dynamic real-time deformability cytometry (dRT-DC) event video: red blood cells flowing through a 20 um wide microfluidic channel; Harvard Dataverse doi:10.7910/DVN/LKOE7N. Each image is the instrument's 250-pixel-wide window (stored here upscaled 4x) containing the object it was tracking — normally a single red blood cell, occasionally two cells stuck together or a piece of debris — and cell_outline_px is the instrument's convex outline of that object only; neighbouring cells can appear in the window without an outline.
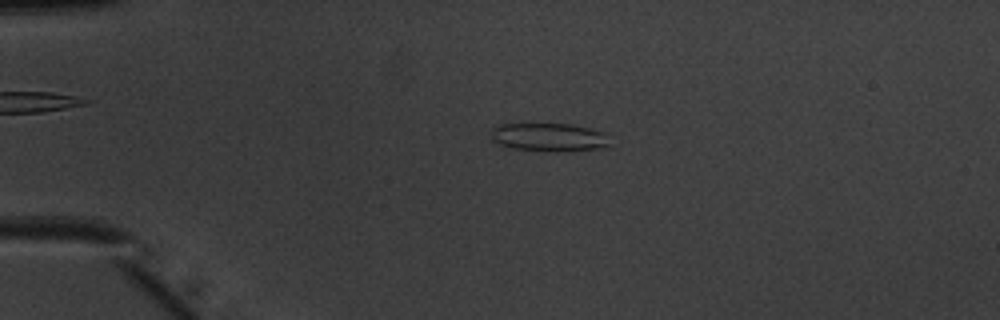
{"species": "common noctule bat (a hibernating species)", "species_latin": "Nyctalus noctula", "temperature_condition": "warm", "stored_images_in_passage": 51, "camera_frame_rate_fps": 3000, "um_per_image_px": 0.085, "animal": {"sex": "male", "body_mass_g": 20.1, "forearm_length_mm": 53.5}, "frame": {"image": 1, "passage_image": 12, "time_ms": 3.667, "image_size_px": [1000, 320], "cell_outline_px": [[608, 148], [572, 152], [548, 152], [512, 148], [500, 144], [492, 140], [492, 128], [500, 124], [572, 124], [604, 132], [608, 144]], "centroid_in_image_um": [46.7, 11.69], "position_along_channel_um": 38.3, "area_um2": 19.88}}
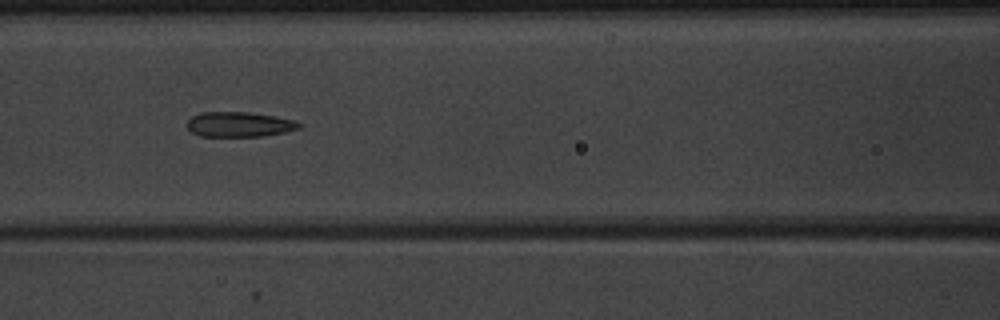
{"frame": {"image": 2, "passage_image": 23, "time_ms": 7.333, "image_size_px": [1000, 320], "cell_outline_px": [[300, 128], [284, 132], [264, 136], [200, 136], [192, 132], [188, 128], [188, 120], [192, 116], [200, 112], [248, 112], [296, 120], [300, 124]], "centroid_in_image_um": [20.33, 10.57], "position_along_channel_um": 146.3, "area_um2": 16.18}}
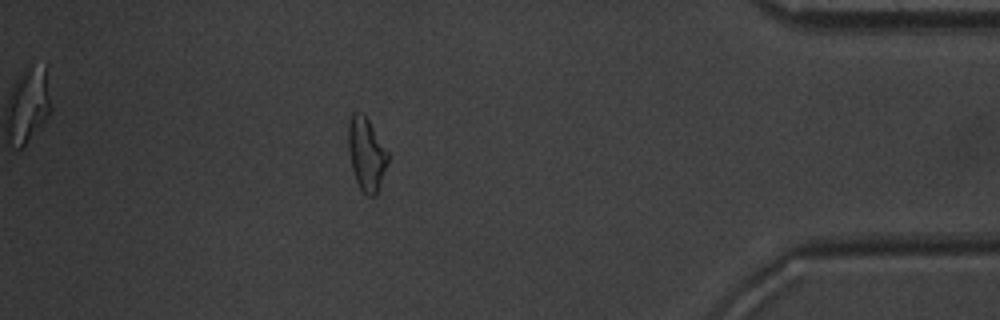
{"frame": {"image": 3, "passage_image": 45, "time_ms": 14.667, "image_size_px": [1000, 320], "cell_outline_px": [[388, 160], [376, 196], [368, 196], [360, 188], [356, 180], [352, 168], [348, 152], [348, 124], [352, 112], [364, 112], [388, 152]], "centroid_in_image_um": [31.12, 13.06], "position_along_channel_um": 404.1, "area_um2": 16.82}, "authors_computed_cell_mechanics": {"area_um2": 17.1666, "velocity_mm_per_s": 4.0328, "shape_relaxation_time_tau1_ms": null, "shape_relaxation_time_tau2_ms": 2.9241, "deformation_change_tau1": null, "deformation_change_tau2": 0.1287}}